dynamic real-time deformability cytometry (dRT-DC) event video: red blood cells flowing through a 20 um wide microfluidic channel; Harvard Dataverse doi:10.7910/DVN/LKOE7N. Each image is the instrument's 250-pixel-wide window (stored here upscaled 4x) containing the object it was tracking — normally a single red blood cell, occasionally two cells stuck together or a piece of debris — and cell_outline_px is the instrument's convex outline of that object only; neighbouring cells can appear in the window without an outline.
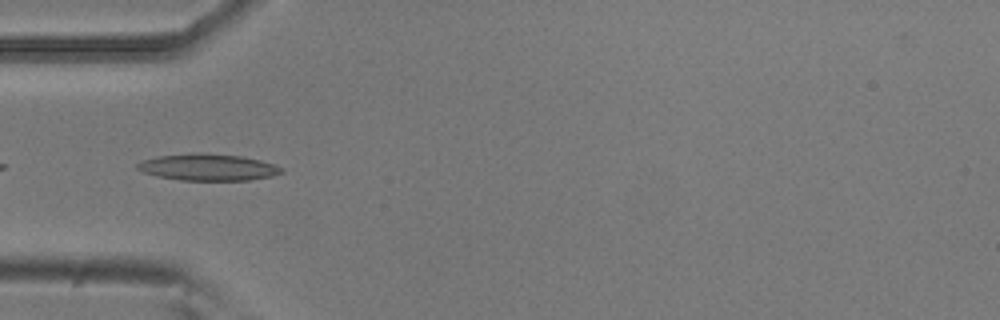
{"species": "common noctule bat (a hibernating species)", "species_latin": "Nyctalus noctula", "temperature_condition": "room temperature", "stored_images_in_passage": 10, "camera_frame_rate_fps": 3000, "um_per_image_px": 0.085, "animal": {"sex": "male", "body_mass_g": 20.5, "forearm_length_mm": 52.5}, "frame": {"image": 1, "passage_image": 5, "time_ms": 1.333, "image_size_px": [1000, 320], "cell_outline_px": [[284, 172], [272, 176], [248, 180], [180, 180], [156, 176], [144, 172], [136, 168], [136, 164], [140, 160], [156, 156], [192, 152], [200, 152], [240, 156], [260, 160], [284, 168]], "centroid_in_image_um": [17.64, 14.2], "position_along_channel_um": 67.4, "area_um2": 22.6}}